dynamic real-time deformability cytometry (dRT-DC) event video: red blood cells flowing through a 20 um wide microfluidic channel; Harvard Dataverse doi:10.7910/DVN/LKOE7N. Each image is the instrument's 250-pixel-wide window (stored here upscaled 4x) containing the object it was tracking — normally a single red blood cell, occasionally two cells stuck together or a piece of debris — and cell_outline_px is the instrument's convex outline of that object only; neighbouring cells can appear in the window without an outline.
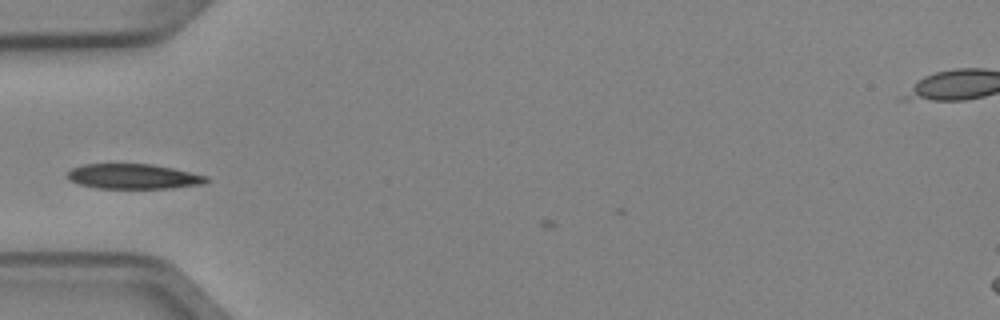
{"species": "Egyptian fruit bat (a non-hibernating species)", "species_latin": "Rousettus aegyptiacus", "temperature_condition": "cold", "stored_images_in_passage": 3, "camera_frame_rate_fps": 3000, "um_per_image_px": 0.085, "animal": {"sex": "female"}, "frame": {"image": 1, "passage_image": 2, "time_ms": 0.333, "image_size_px": [1000, 320], "cell_outline_px": [[208, 180], [204, 184], [172, 188], [96, 188], [80, 184], [68, 180], [64, 176], [64, 172], [72, 168], [84, 164], [152, 164], [172, 168], [208, 176]], "centroid_in_image_um": [11.28, 14.99], "position_along_channel_um": 73.7, "area_um2": 20.4}}